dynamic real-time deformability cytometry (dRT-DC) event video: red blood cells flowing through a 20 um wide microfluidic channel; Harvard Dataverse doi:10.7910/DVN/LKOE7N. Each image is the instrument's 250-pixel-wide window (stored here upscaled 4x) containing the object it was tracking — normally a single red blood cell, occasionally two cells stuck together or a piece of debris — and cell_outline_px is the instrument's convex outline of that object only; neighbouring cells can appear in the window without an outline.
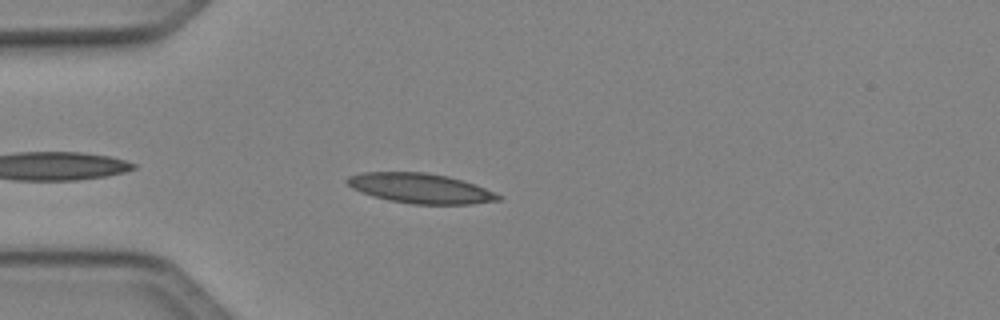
{"species": "Egyptian fruit bat (a non-hibernating species)", "species_latin": "Rousettus aegyptiacus", "temperature_condition": "cold", "stored_images_in_passage": 37, "camera_frame_rate_fps": 3000, "um_per_image_px": 0.085, "animal": {"sex": "female"}, "frame": {"image": 1, "passage_image": 4, "time_ms": 1.0, "image_size_px": [1000, 320], "cell_outline_px": [[504, 196], [500, 200], [472, 204], [412, 204], [388, 200], [360, 192], [352, 188], [344, 180], [348, 176], [360, 172], [424, 172], [448, 176], [484, 188]], "centroid_in_image_um": [35.7, 16.0], "position_along_channel_um": 49.3, "area_um2": 26.3}}
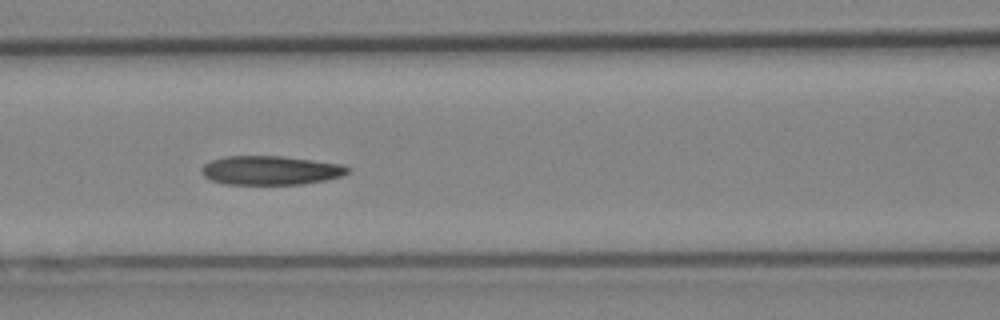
{"frame": {"image": 2, "passage_image": 12, "time_ms": 3.667, "image_size_px": [1000, 320], "cell_outline_px": [[348, 172], [344, 176], [304, 184], [224, 184], [212, 180], [204, 176], [200, 172], [200, 168], [204, 164], [212, 160], [224, 156], [280, 156], [312, 160], [340, 164], [348, 168]], "centroid_in_image_um": [22.96, 14.48], "position_along_channel_um": 143.6, "area_um2": 24.62}}
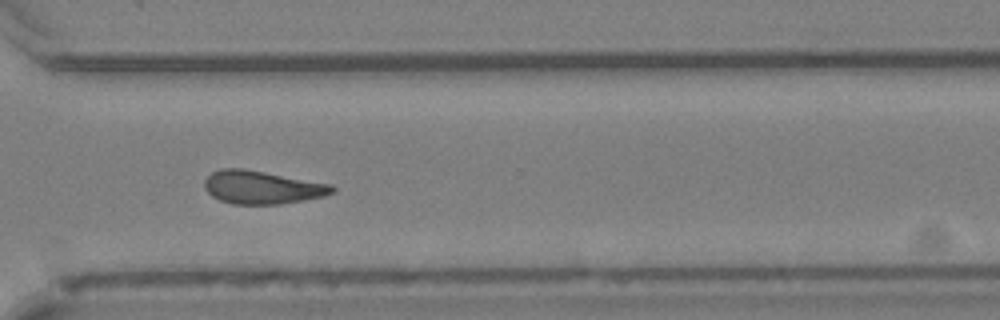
{"frame": {"image": 3, "passage_image": 27, "time_ms": 8.667, "image_size_px": [1000, 320], "cell_outline_px": [[336, 188], [332, 192], [324, 196], [304, 200], [280, 204], [232, 204], [220, 200], [212, 196], [204, 188], [204, 180], [212, 172], [220, 168], [244, 168], [332, 184]], "centroid_in_image_um": [22.26, 15.91], "position_along_channel_um": 348.3, "area_um2": 24.74}, "authors_computed_cell_mechanics": {"area_um2": 24.7384, "velocity_mm_per_s": 4.0934, "shape_relaxation_time_tau1_ms": null, "shape_relaxation_time_tau2_ms": 7.9622, "deformation_change_tau1": null, "deformation_change_tau2": 0.1843}}